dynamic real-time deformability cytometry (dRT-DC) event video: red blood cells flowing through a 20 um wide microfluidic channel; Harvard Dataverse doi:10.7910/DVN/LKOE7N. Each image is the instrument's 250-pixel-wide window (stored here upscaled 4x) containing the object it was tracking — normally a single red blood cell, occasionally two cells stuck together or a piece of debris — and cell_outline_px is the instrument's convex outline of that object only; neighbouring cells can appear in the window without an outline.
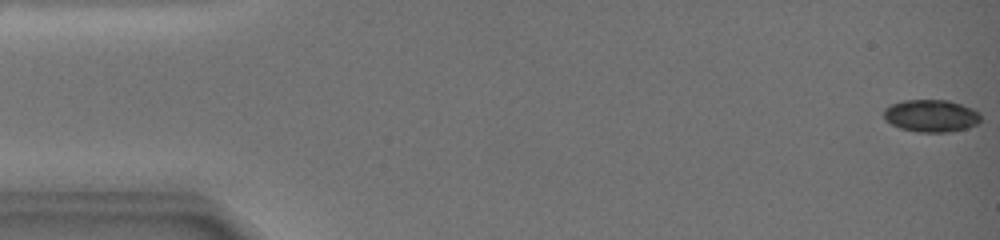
{"species": "common noctule bat (a hibernating species)", "species_latin": "Nyctalus noctula", "temperature_condition": "warm", "stored_images_in_passage": 55, "camera_frame_rate_fps": 3000, "um_per_image_px": 0.085, "animal": {"sex": "female", "body_mass_g": 19.0, "forearm_length_mm": 51.5}, "frame": {"image": 1, "passage_image": 1, "time_ms": 0.0, "image_size_px": [1000, 240], "cell_outline_px": [[980, 120], [976, 124], [968, 128], [948, 132], [916, 132], [900, 128], [884, 120], [884, 108], [900, 100], [948, 100], [972, 108], [980, 112]], "centroid_in_image_um": [79.13, 9.84], "position_along_channel_um": 5.9, "area_um2": 18.38}}
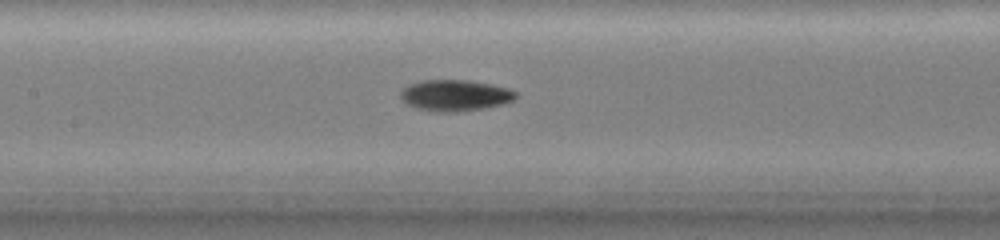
{"frame": {"image": 2, "passage_image": 27, "time_ms": 9.333, "image_size_px": [1000, 240], "cell_outline_px": [[516, 96], [512, 100], [500, 104], [480, 108], [456, 112], [436, 112], [420, 108], [408, 104], [404, 100], [404, 88], [412, 84], [432, 80], [460, 80], [488, 84], [504, 88], [516, 92]], "centroid_in_image_um": [38.7, 8.12], "position_along_channel_um": 168.7, "area_um2": 19.77}}
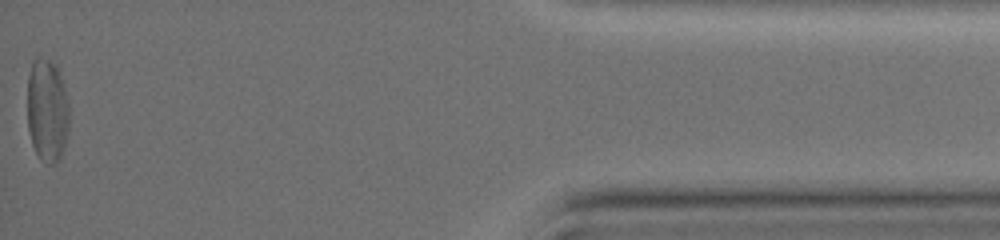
{"frame": {"image": 3, "passage_image": 55, "time_ms": 19.333, "image_size_px": [1000, 240], "cell_outline_px": [[68, 128], [60, 160], [56, 164], [52, 164], [40, 156], [36, 152], [32, 144], [28, 128], [28, 76], [32, 60], [36, 56], [40, 56], [56, 64], [64, 88], [68, 104]], "centroid_in_image_um": [4.0, 9.33], "position_along_channel_um": 431.2, "area_um2": 24.91}, "authors_computed_cell_mechanics": {"area_um2": 18.8428, "velocity_mm_per_s": 3.3253, "shape_relaxation_time_tau1_ms": 3.3035, "shape_relaxation_time_tau2_ms": 7.3973, "deformation_change_tau1": 0.1208, "deformation_change_tau2": 0.1442}}